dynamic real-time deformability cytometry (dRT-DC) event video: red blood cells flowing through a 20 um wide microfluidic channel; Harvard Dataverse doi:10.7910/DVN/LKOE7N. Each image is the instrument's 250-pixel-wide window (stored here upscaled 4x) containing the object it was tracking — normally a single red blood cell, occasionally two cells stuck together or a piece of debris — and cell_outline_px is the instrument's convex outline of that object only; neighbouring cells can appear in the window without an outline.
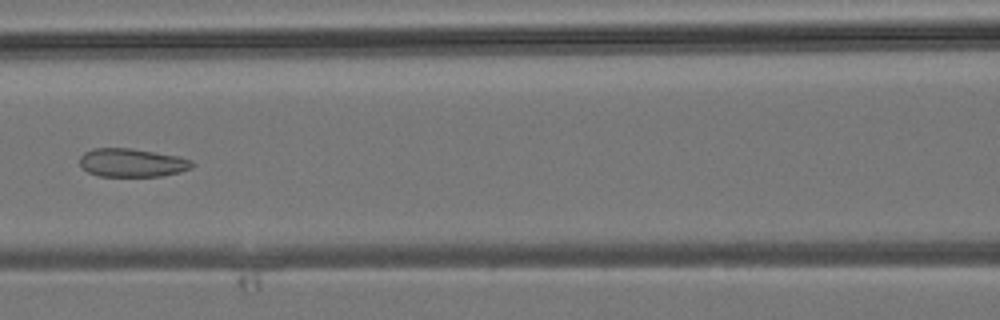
{"species": "common noctule bat (a hibernating species)", "species_latin": "Nyctalus noctula", "temperature_condition": "room temperature", "stored_images_in_passage": 41, "camera_frame_rate_fps": 3000, "um_per_image_px": 0.085, "animal": {"sex": "male", "body_mass_g": 19.2, "forearm_length_mm": 51.8}, "frame": {"image": 1, "passage_image": 18, "time_ms": 5.667, "image_size_px": [1000, 320], "cell_outline_px": [[196, 164], [192, 168], [180, 172], [164, 176], [100, 176], [88, 172], [80, 164], [80, 156], [84, 152], [92, 148], [132, 148], [180, 156], [192, 160]], "centroid_in_image_um": [11.27, 13.82], "position_along_channel_um": 155.3, "area_um2": 18.84}}
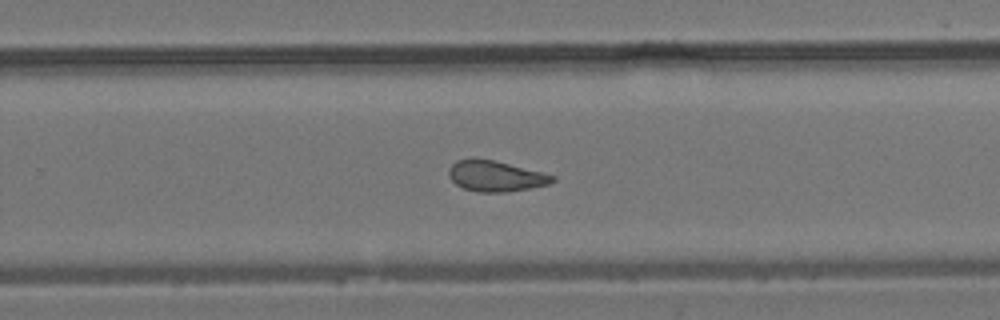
{"frame": {"image": 2, "passage_image": 26, "time_ms": 8.333, "image_size_px": [1000, 320], "cell_outline_px": [[556, 180], [548, 184], [532, 188], [508, 192], [480, 192], [464, 188], [456, 184], [448, 176], [448, 168], [456, 160], [472, 156], [476, 156], [496, 160], [556, 176]], "centroid_in_image_um": [42.09, 14.93], "position_along_channel_um": 287.7, "area_um2": 19.02}}
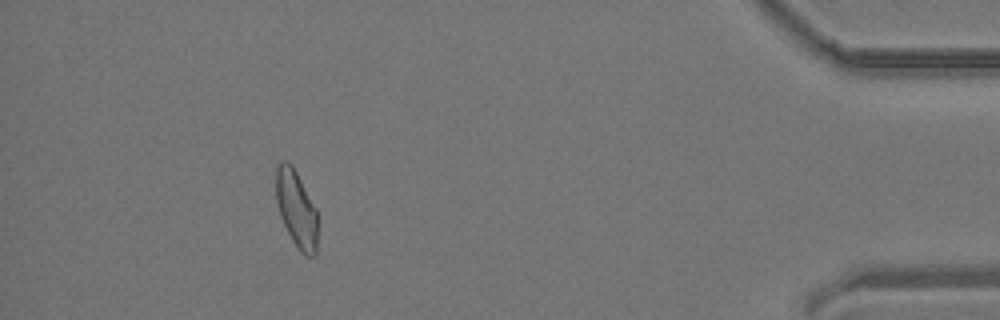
{"frame": {"image": 3, "passage_image": 37, "time_ms": 12.0, "image_size_px": [1000, 320], "cell_outline_px": [[316, 252], [312, 256], [304, 256], [300, 252], [292, 240], [280, 216], [276, 204], [276, 164], [280, 160], [288, 160], [292, 164], [316, 208]], "centroid_in_image_um": [25.16, 17.71], "position_along_channel_um": 410.0, "area_um2": 18.67}}